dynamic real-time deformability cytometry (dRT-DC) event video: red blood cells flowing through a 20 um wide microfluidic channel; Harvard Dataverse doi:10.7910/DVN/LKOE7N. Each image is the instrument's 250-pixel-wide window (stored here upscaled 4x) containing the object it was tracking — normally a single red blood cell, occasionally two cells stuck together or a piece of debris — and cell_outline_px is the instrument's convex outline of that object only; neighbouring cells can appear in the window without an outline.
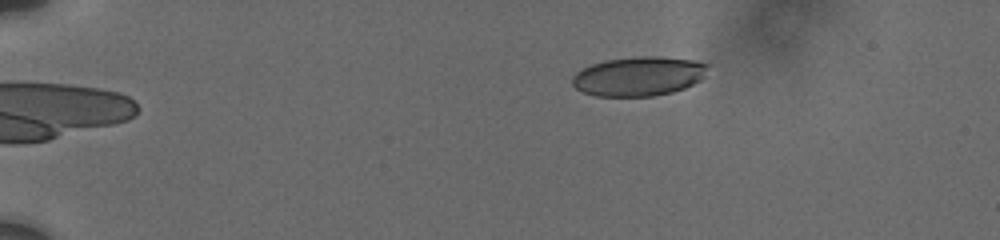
{"species": "human", "species_latin": "Homo sapiens", "temperature_condition": "cold", "stored_images_in_passage": 7, "camera_frame_rate_fps": 3000, "um_per_image_px": 0.085, "donor": {"sex": "male"}, "frame": {"image": 1, "passage_image": 1, "time_ms": 0.0, "image_size_px": [1000, 240], "cell_outline_px": [[708, 64], [704, 76], [700, 80], [684, 88], [672, 92], [652, 96], [596, 96], [584, 92], [576, 88], [572, 84], [572, 76], [576, 72], [592, 64], [604, 60], [636, 56], [660, 56], [696, 60]], "centroid_in_image_um": [54.29, 6.47], "position_along_channel_um": 30.7, "area_um2": 31.1}}
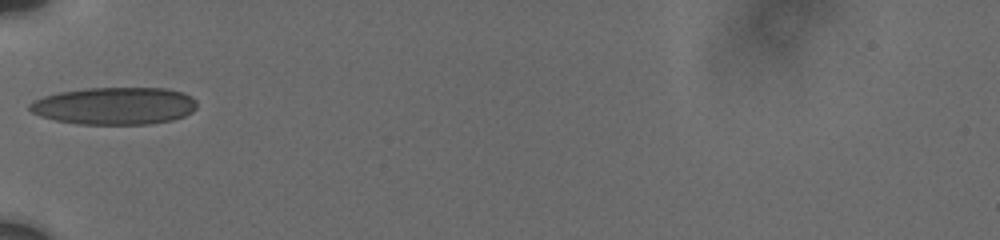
{"frame": {"image": 2, "passage_image": 5, "time_ms": 3.667, "image_size_px": [1000, 240], "cell_outline_px": [[196, 108], [192, 112], [184, 116], [172, 120], [148, 124], [80, 124], [56, 120], [40, 116], [32, 112], [28, 108], [28, 104], [32, 100], [44, 96], [60, 92], [84, 88], [168, 88], [184, 92], [192, 96], [196, 100]], "centroid_in_image_um": [9.75, 8.99], "position_along_channel_um": 75.3, "area_um2": 36.65}}
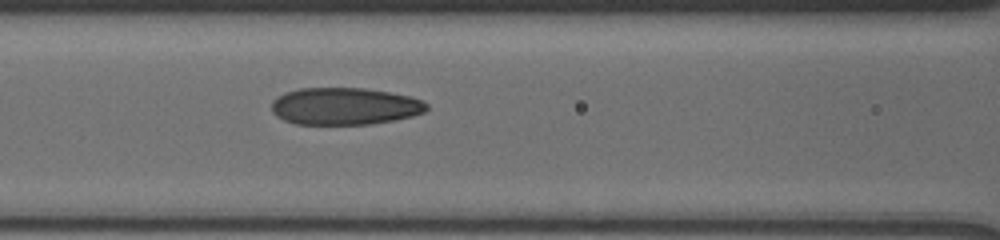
{"frame": {"image": 3, "passage_image": 7, "time_ms": 5.333, "image_size_px": [1000, 240], "cell_outline_px": [[428, 108], [424, 112], [412, 116], [396, 120], [368, 124], [296, 124], [284, 120], [276, 116], [272, 112], [272, 100], [276, 96], [284, 92], [300, 88], [364, 88], [412, 96], [424, 100], [428, 104]], "centroid_in_image_um": [29.3, 9.02], "position_along_channel_um": 137.3, "area_um2": 33.87}}